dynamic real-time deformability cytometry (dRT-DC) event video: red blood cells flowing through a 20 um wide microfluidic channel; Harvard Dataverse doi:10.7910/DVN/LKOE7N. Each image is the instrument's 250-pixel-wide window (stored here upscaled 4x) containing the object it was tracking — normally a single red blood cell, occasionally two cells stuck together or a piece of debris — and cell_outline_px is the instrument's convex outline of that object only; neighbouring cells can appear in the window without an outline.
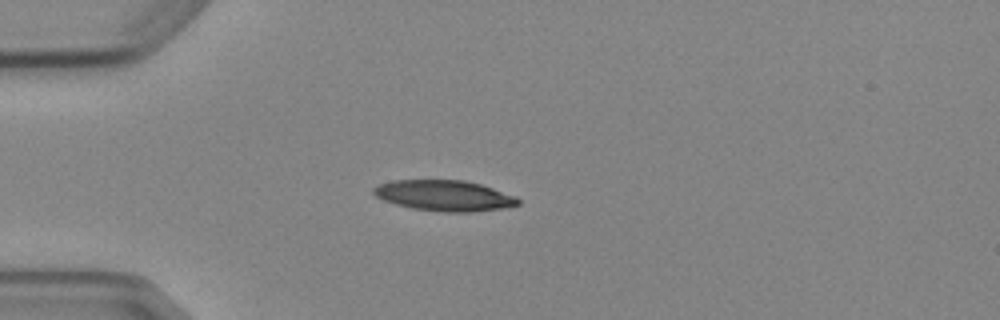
{"species": "Egyptian fruit bat (a non-hibernating species)", "species_latin": "Rousettus aegyptiacus", "temperature_condition": "cold", "stored_images_in_passage": 6, "camera_frame_rate_fps": 3000, "um_per_image_px": 0.085, "animal": {"sex": "female"}, "frame": {"image": 1, "passage_image": 3, "time_ms": 3.333, "image_size_px": [1000, 320], "cell_outline_px": [[520, 204], [504, 208], [472, 212], [444, 212], [412, 208], [396, 204], [384, 200], [376, 196], [372, 192], [372, 188], [380, 184], [392, 180], [464, 180], [480, 184], [516, 196], [520, 200]], "centroid_in_image_um": [37.77, 16.62], "position_along_channel_um": 47.2, "area_um2": 25.84}}
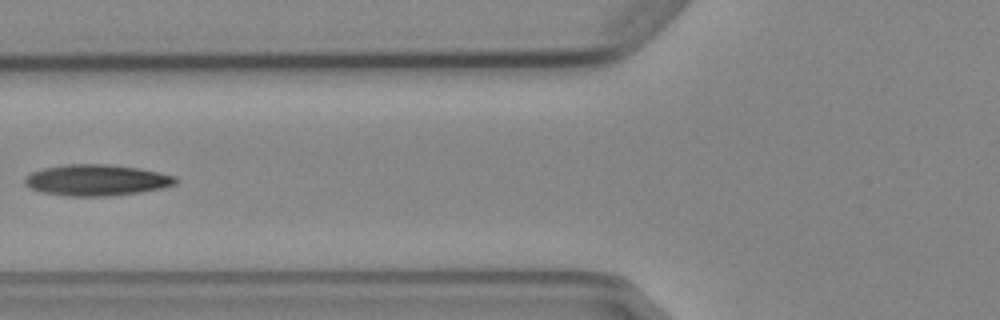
{"frame": {"image": 2, "passage_image": 5, "time_ms": 5.667, "image_size_px": [1000, 320], "cell_outline_px": [[176, 184], [164, 188], [140, 192], [112, 196], [68, 196], [44, 192], [28, 188], [24, 184], [24, 180], [32, 172], [44, 168], [68, 164], [108, 164], [140, 168], [176, 176]], "centroid_in_image_um": [8.23, 15.31], "position_along_channel_um": 117.6, "area_um2": 27.4}}